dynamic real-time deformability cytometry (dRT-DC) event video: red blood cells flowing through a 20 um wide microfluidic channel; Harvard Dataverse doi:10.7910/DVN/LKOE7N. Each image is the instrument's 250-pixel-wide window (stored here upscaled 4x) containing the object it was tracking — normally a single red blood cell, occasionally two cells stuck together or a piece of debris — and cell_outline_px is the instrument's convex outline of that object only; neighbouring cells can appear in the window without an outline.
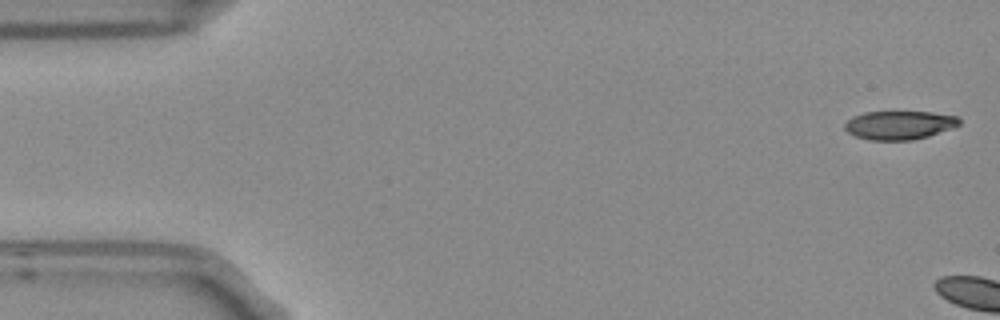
{"species": "Egyptian fruit bat (a non-hibernating species)", "species_latin": "Rousettus aegyptiacus", "temperature_condition": "room temperature", "stored_images_in_passage": 7, "camera_frame_rate_fps": 3000, "um_per_image_px": 0.085, "frame": {"image": 1, "passage_image": 1, "time_ms": 0.0, "image_size_px": [1000, 320], "cell_outline_px": [[960, 124], [952, 128], [928, 136], [912, 140], [872, 140], [856, 136], [848, 132], [844, 128], [844, 124], [852, 116], [864, 112], [932, 112], [956, 116], [960, 120]], "centroid_in_image_um": [76.43, 10.63], "position_along_channel_um": 8.6, "area_um2": 19.02}}